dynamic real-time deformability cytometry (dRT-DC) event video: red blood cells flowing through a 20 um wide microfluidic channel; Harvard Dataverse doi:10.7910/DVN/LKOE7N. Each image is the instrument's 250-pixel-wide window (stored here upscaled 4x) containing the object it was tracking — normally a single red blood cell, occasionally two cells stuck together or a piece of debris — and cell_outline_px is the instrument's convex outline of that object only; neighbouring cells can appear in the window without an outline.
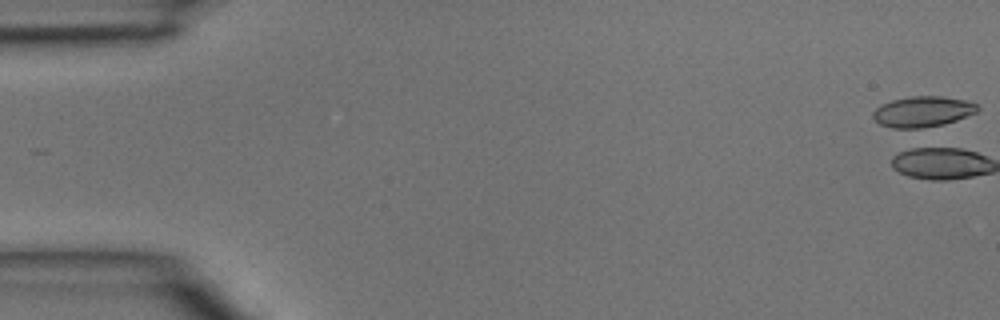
{"species": "common noctule bat (a hibernating species)", "species_latin": "Nyctalus noctula", "temperature_condition": "room temperature", "stored_images_in_passage": 15, "camera_frame_rate_fps": 3000, "um_per_image_px": 0.085, "animal": {"sex": "male", "body_mass_g": 15.6}, "frame": {"image": 1, "passage_image": 1, "time_ms": 0.0, "image_size_px": [1000, 320], "cell_outline_px": [[980, 108], [976, 112], [956, 120], [944, 124], [912, 132], [892, 128], [880, 124], [872, 116], [872, 112], [880, 104], [892, 100], [912, 96], [940, 96], [964, 100], [976, 104]], "centroid_in_image_um": [78.37, 9.53], "position_along_channel_um": 6.6, "area_um2": 19.19}}